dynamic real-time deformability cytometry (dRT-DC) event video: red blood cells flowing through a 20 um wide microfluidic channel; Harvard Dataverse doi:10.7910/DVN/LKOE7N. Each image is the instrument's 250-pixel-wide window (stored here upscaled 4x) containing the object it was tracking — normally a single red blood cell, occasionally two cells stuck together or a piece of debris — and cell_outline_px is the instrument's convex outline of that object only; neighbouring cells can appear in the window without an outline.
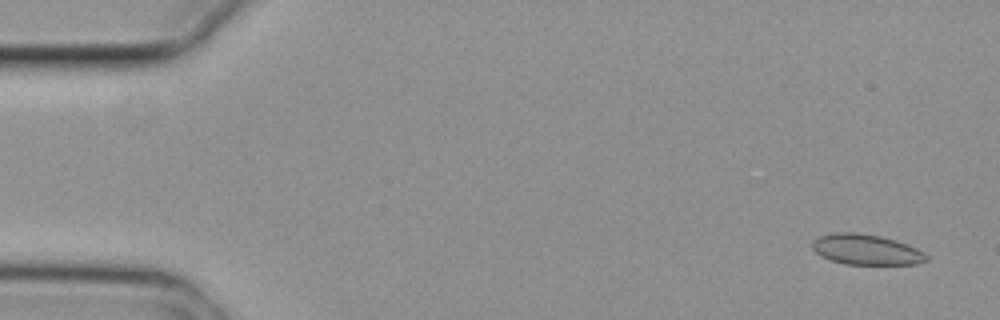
{"species": "common noctule bat (a hibernating species)", "species_latin": "Nyctalus noctula", "temperature_condition": "cold", "stored_images_in_passage": 5, "camera_frame_rate_fps": 3000, "um_per_image_px": 0.085, "animal": {"sex": "female", "body_mass_g": 29.2, "forearm_length_mm": 56.3}, "frame": {"image": 1, "passage_image": 1, "time_ms": 0.0, "image_size_px": [1000, 320], "cell_outline_px": [[928, 260], [916, 264], [844, 264], [820, 256], [812, 248], [812, 240], [820, 236], [832, 232], [856, 232], [880, 236], [896, 240], [916, 248], [924, 252], [928, 256]], "centroid_in_image_um": [73.61, 21.2], "position_along_channel_um": 11.4, "area_um2": 20.29}}